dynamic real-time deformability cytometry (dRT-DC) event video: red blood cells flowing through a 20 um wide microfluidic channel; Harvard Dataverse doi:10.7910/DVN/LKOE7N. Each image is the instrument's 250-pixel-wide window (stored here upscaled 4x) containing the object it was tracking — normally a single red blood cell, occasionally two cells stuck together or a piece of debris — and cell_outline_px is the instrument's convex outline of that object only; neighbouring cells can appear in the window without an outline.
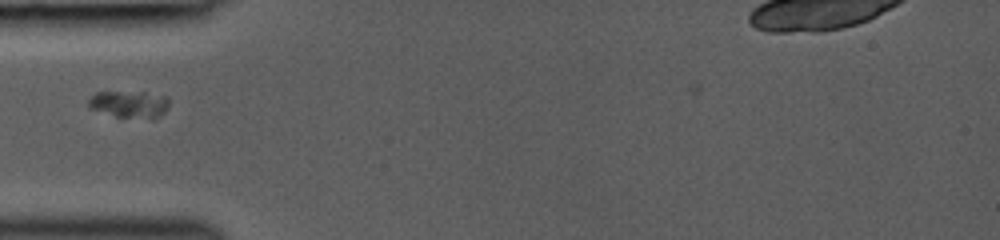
{"species": "common noctule bat (a hibernating species)", "species_latin": "Nyctalus noctula", "temperature_condition": "room temperature", "stored_images_in_passage": 14, "camera_frame_rate_fps": 3000, "um_per_image_px": 0.085, "animal": {"sex": "female", "body_mass_g": 19.0, "forearm_length_mm": 53.3}, "frame": {"image": 1, "passage_image": 1, "time_ms": 0.0, "image_size_px": [1000, 240], "cell_outline_px": [[168, 108], [160, 116], [152, 120], [116, 116], [88, 108], [88, 100], [96, 92], [144, 92], [168, 96]], "centroid_in_image_um": [11.03, 8.87], "position_along_channel_um": 74.0, "area_um2": 12.89}}
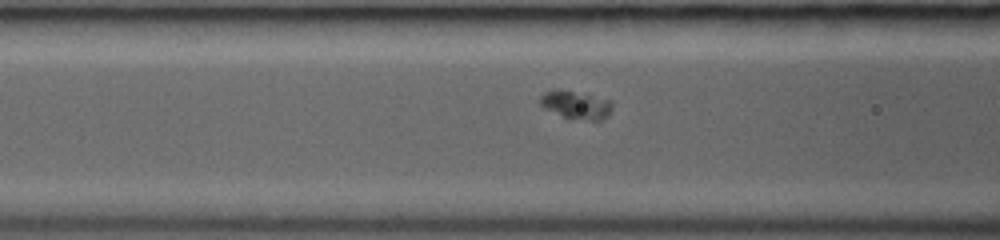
{"frame": {"image": 2, "passage_image": 5, "time_ms": 1.0, "image_size_px": [1000, 240], "cell_outline_px": [[612, 108], [608, 116], [600, 120], [568, 120], [544, 108], [540, 104], [540, 96], [544, 92], [552, 88], [556, 88], [608, 100], [612, 104]], "centroid_in_image_um": [48.89, 8.94], "position_along_channel_um": 117.7, "area_um2": 11.91}}
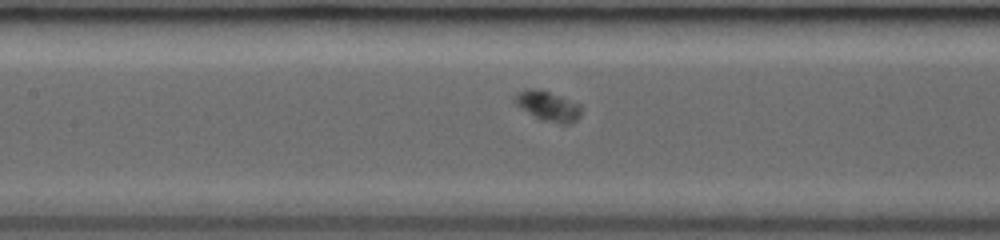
{"frame": {"image": 3, "passage_image": 10, "time_ms": 2.0, "image_size_px": [1000, 240], "cell_outline_px": [[580, 116], [576, 120], [568, 124], [560, 124], [540, 120], [516, 104], [516, 96], [524, 88], [532, 88], [548, 92], [580, 104]], "centroid_in_image_um": [46.6, 9.04], "position_along_channel_um": 160.8, "area_um2": 11.21}}